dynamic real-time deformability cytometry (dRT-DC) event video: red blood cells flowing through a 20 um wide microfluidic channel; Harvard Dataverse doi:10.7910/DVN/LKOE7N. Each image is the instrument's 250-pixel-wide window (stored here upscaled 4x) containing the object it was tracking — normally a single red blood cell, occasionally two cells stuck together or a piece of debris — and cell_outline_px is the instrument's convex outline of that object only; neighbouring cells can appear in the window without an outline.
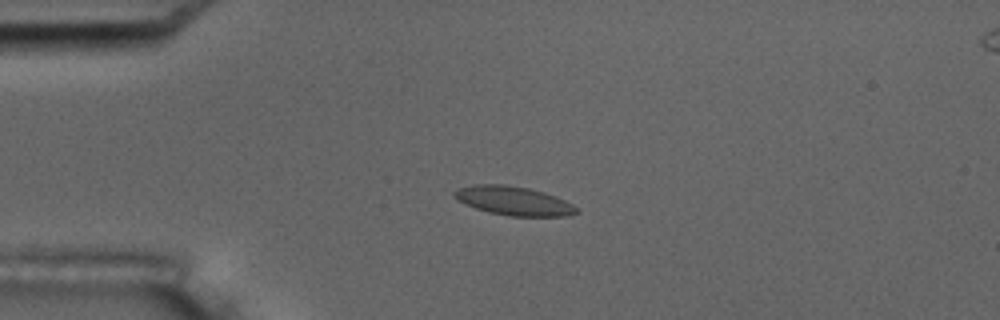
{"species": "common noctule bat (a hibernating species)", "species_latin": "Nyctalus noctula", "temperature_condition": "room temperature", "stored_images_in_passage": 6, "segment_of_instrument_passage": [1, 2], "camera_frame_rate_fps": 3000, "um_per_image_px": 0.085, "animal": {"sex": "male", "body_mass_g": 17.5, "forearm_length_mm": 52.3}, "frame": {"image": 1, "passage_image": 4, "time_ms": 4.333, "image_size_px": [1000, 320], "cell_outline_px": [[580, 212], [568, 216], [508, 216], [488, 212], [476, 208], [456, 200], [452, 196], [452, 192], [456, 188], [472, 184], [504, 184], [528, 188], [544, 192], [564, 200], [580, 208]], "centroid_in_image_um": [43.63, 17.07], "position_along_channel_um": 41.4, "area_um2": 20.87}}